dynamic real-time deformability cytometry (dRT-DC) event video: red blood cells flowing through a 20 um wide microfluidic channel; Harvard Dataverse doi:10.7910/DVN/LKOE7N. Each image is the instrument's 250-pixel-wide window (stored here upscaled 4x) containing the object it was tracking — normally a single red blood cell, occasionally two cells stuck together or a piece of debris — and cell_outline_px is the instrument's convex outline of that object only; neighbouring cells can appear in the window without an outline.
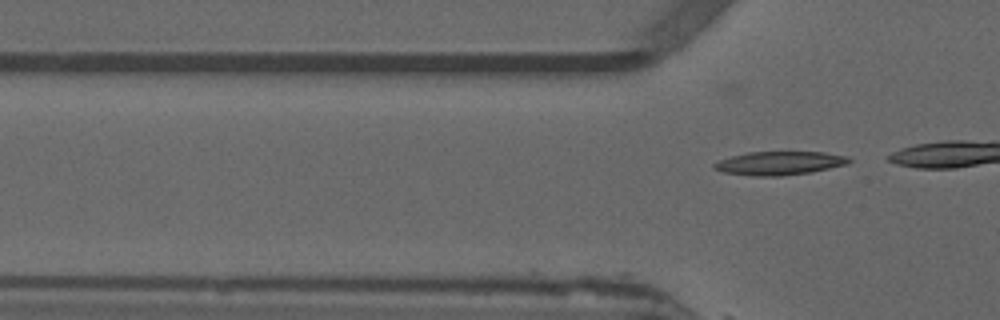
{"species": "common noctule bat (a hibernating species)", "species_latin": "Nyctalus noctula", "temperature_condition": "warm", "stored_images_in_passage": 3, "camera_frame_rate_fps": 3000, "um_per_image_px": 0.085, "animal": {"sex": "male", "forearm_length_mm": 52.5}, "frame": {"image": 1, "passage_image": 3, "time_ms": 0.667, "image_size_px": [1000, 320], "cell_outline_px": [[852, 160], [848, 164], [812, 172], [780, 176], [752, 176], [724, 172], [712, 168], [712, 164], [720, 160], [732, 156], [748, 152], [824, 152], [848, 156]], "centroid_in_image_um": [66.27, 13.87], "position_along_channel_um": 59.5, "area_um2": 18.55}}